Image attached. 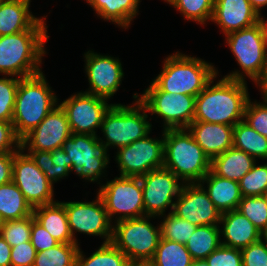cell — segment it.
I'll return each mask as SVG.
<instances>
[{"instance_id":"obj_41","label":"cell","mask_w":267,"mask_h":266,"mask_svg":"<svg viewBox=\"0 0 267 266\" xmlns=\"http://www.w3.org/2000/svg\"><path fill=\"white\" fill-rule=\"evenodd\" d=\"M251 128L267 138V100L251 101L249 98L243 119Z\"/></svg>"},{"instance_id":"obj_5","label":"cell","mask_w":267,"mask_h":266,"mask_svg":"<svg viewBox=\"0 0 267 266\" xmlns=\"http://www.w3.org/2000/svg\"><path fill=\"white\" fill-rule=\"evenodd\" d=\"M164 168L184 184L199 183L211 170V160L187 128L165 129Z\"/></svg>"},{"instance_id":"obj_18","label":"cell","mask_w":267,"mask_h":266,"mask_svg":"<svg viewBox=\"0 0 267 266\" xmlns=\"http://www.w3.org/2000/svg\"><path fill=\"white\" fill-rule=\"evenodd\" d=\"M172 213L196 226L220 225L222 214L200 183L183 184Z\"/></svg>"},{"instance_id":"obj_17","label":"cell","mask_w":267,"mask_h":266,"mask_svg":"<svg viewBox=\"0 0 267 266\" xmlns=\"http://www.w3.org/2000/svg\"><path fill=\"white\" fill-rule=\"evenodd\" d=\"M85 73L88 77L87 94L111 99L118 91L124 78L122 64L119 58L98 54L92 50L84 53Z\"/></svg>"},{"instance_id":"obj_53","label":"cell","mask_w":267,"mask_h":266,"mask_svg":"<svg viewBox=\"0 0 267 266\" xmlns=\"http://www.w3.org/2000/svg\"><path fill=\"white\" fill-rule=\"evenodd\" d=\"M261 241L265 244L267 248V229L261 232Z\"/></svg>"},{"instance_id":"obj_15","label":"cell","mask_w":267,"mask_h":266,"mask_svg":"<svg viewBox=\"0 0 267 266\" xmlns=\"http://www.w3.org/2000/svg\"><path fill=\"white\" fill-rule=\"evenodd\" d=\"M145 216L164 215L167 208L173 211L174 203L183 182L170 170L162 167L140 176Z\"/></svg>"},{"instance_id":"obj_27","label":"cell","mask_w":267,"mask_h":266,"mask_svg":"<svg viewBox=\"0 0 267 266\" xmlns=\"http://www.w3.org/2000/svg\"><path fill=\"white\" fill-rule=\"evenodd\" d=\"M103 20L128 29L138 15L140 0H85Z\"/></svg>"},{"instance_id":"obj_36","label":"cell","mask_w":267,"mask_h":266,"mask_svg":"<svg viewBox=\"0 0 267 266\" xmlns=\"http://www.w3.org/2000/svg\"><path fill=\"white\" fill-rule=\"evenodd\" d=\"M163 221H160L161 238L186 244L192 233L197 228L187 220L177 217L172 212L168 215H160Z\"/></svg>"},{"instance_id":"obj_1","label":"cell","mask_w":267,"mask_h":266,"mask_svg":"<svg viewBox=\"0 0 267 266\" xmlns=\"http://www.w3.org/2000/svg\"><path fill=\"white\" fill-rule=\"evenodd\" d=\"M196 96L194 121L234 126L244 119L248 99L247 82L215 78Z\"/></svg>"},{"instance_id":"obj_52","label":"cell","mask_w":267,"mask_h":266,"mask_svg":"<svg viewBox=\"0 0 267 266\" xmlns=\"http://www.w3.org/2000/svg\"><path fill=\"white\" fill-rule=\"evenodd\" d=\"M190 266H209L205 260H196Z\"/></svg>"},{"instance_id":"obj_40","label":"cell","mask_w":267,"mask_h":266,"mask_svg":"<svg viewBox=\"0 0 267 266\" xmlns=\"http://www.w3.org/2000/svg\"><path fill=\"white\" fill-rule=\"evenodd\" d=\"M19 80L18 77L6 75L0 78V121L12 122Z\"/></svg>"},{"instance_id":"obj_38","label":"cell","mask_w":267,"mask_h":266,"mask_svg":"<svg viewBox=\"0 0 267 266\" xmlns=\"http://www.w3.org/2000/svg\"><path fill=\"white\" fill-rule=\"evenodd\" d=\"M236 210L247 217L260 232L267 229V199L265 196L242 197Z\"/></svg>"},{"instance_id":"obj_31","label":"cell","mask_w":267,"mask_h":266,"mask_svg":"<svg viewBox=\"0 0 267 266\" xmlns=\"http://www.w3.org/2000/svg\"><path fill=\"white\" fill-rule=\"evenodd\" d=\"M220 225L197 226L185 244L194 261L205 260L221 245Z\"/></svg>"},{"instance_id":"obj_37","label":"cell","mask_w":267,"mask_h":266,"mask_svg":"<svg viewBox=\"0 0 267 266\" xmlns=\"http://www.w3.org/2000/svg\"><path fill=\"white\" fill-rule=\"evenodd\" d=\"M256 164L239 181L242 197L264 196L267 191V161L263 165Z\"/></svg>"},{"instance_id":"obj_14","label":"cell","mask_w":267,"mask_h":266,"mask_svg":"<svg viewBox=\"0 0 267 266\" xmlns=\"http://www.w3.org/2000/svg\"><path fill=\"white\" fill-rule=\"evenodd\" d=\"M12 181L32 208L56 202L53 184L22 148L14 154Z\"/></svg>"},{"instance_id":"obj_44","label":"cell","mask_w":267,"mask_h":266,"mask_svg":"<svg viewBox=\"0 0 267 266\" xmlns=\"http://www.w3.org/2000/svg\"><path fill=\"white\" fill-rule=\"evenodd\" d=\"M21 148V140L14 131L12 122L0 121V153H15Z\"/></svg>"},{"instance_id":"obj_26","label":"cell","mask_w":267,"mask_h":266,"mask_svg":"<svg viewBox=\"0 0 267 266\" xmlns=\"http://www.w3.org/2000/svg\"><path fill=\"white\" fill-rule=\"evenodd\" d=\"M256 163L249 154L235 147L211 160V171L223 178L239 182Z\"/></svg>"},{"instance_id":"obj_16","label":"cell","mask_w":267,"mask_h":266,"mask_svg":"<svg viewBox=\"0 0 267 266\" xmlns=\"http://www.w3.org/2000/svg\"><path fill=\"white\" fill-rule=\"evenodd\" d=\"M107 102L105 98L80 91L59 105L66 112L72 133L98 136L97 129H100L105 113L113 105Z\"/></svg>"},{"instance_id":"obj_13","label":"cell","mask_w":267,"mask_h":266,"mask_svg":"<svg viewBox=\"0 0 267 266\" xmlns=\"http://www.w3.org/2000/svg\"><path fill=\"white\" fill-rule=\"evenodd\" d=\"M65 206L67 220L73 240L80 244L75 237V232L89 236L103 238V243H109L112 238L113 222L108 216L104 202L97 194L96 200L92 202H62Z\"/></svg>"},{"instance_id":"obj_8","label":"cell","mask_w":267,"mask_h":266,"mask_svg":"<svg viewBox=\"0 0 267 266\" xmlns=\"http://www.w3.org/2000/svg\"><path fill=\"white\" fill-rule=\"evenodd\" d=\"M225 36V41L242 71H232L224 77L243 82H247V77L255 83L267 63V51L260 24L256 23Z\"/></svg>"},{"instance_id":"obj_4","label":"cell","mask_w":267,"mask_h":266,"mask_svg":"<svg viewBox=\"0 0 267 266\" xmlns=\"http://www.w3.org/2000/svg\"><path fill=\"white\" fill-rule=\"evenodd\" d=\"M162 67L160 74L151 81L158 89L195 97L219 73L212 63L179 51L168 55Z\"/></svg>"},{"instance_id":"obj_2","label":"cell","mask_w":267,"mask_h":266,"mask_svg":"<svg viewBox=\"0 0 267 266\" xmlns=\"http://www.w3.org/2000/svg\"><path fill=\"white\" fill-rule=\"evenodd\" d=\"M47 29H28L0 36V74L26 78L42 72Z\"/></svg>"},{"instance_id":"obj_43","label":"cell","mask_w":267,"mask_h":266,"mask_svg":"<svg viewBox=\"0 0 267 266\" xmlns=\"http://www.w3.org/2000/svg\"><path fill=\"white\" fill-rule=\"evenodd\" d=\"M243 266H267V248L259 240L241 249Z\"/></svg>"},{"instance_id":"obj_29","label":"cell","mask_w":267,"mask_h":266,"mask_svg":"<svg viewBox=\"0 0 267 266\" xmlns=\"http://www.w3.org/2000/svg\"><path fill=\"white\" fill-rule=\"evenodd\" d=\"M32 214L33 208L13 181L0 186V223Z\"/></svg>"},{"instance_id":"obj_34","label":"cell","mask_w":267,"mask_h":266,"mask_svg":"<svg viewBox=\"0 0 267 266\" xmlns=\"http://www.w3.org/2000/svg\"><path fill=\"white\" fill-rule=\"evenodd\" d=\"M79 245L59 243L48 250L36 252L33 266H76Z\"/></svg>"},{"instance_id":"obj_46","label":"cell","mask_w":267,"mask_h":266,"mask_svg":"<svg viewBox=\"0 0 267 266\" xmlns=\"http://www.w3.org/2000/svg\"><path fill=\"white\" fill-rule=\"evenodd\" d=\"M35 247L30 241L11 247V266H33Z\"/></svg>"},{"instance_id":"obj_32","label":"cell","mask_w":267,"mask_h":266,"mask_svg":"<svg viewBox=\"0 0 267 266\" xmlns=\"http://www.w3.org/2000/svg\"><path fill=\"white\" fill-rule=\"evenodd\" d=\"M194 260L185 244L161 238L151 266H190Z\"/></svg>"},{"instance_id":"obj_30","label":"cell","mask_w":267,"mask_h":266,"mask_svg":"<svg viewBox=\"0 0 267 266\" xmlns=\"http://www.w3.org/2000/svg\"><path fill=\"white\" fill-rule=\"evenodd\" d=\"M233 147L253 157L267 161V138L249 126L244 120L236 123L233 129Z\"/></svg>"},{"instance_id":"obj_47","label":"cell","mask_w":267,"mask_h":266,"mask_svg":"<svg viewBox=\"0 0 267 266\" xmlns=\"http://www.w3.org/2000/svg\"><path fill=\"white\" fill-rule=\"evenodd\" d=\"M15 153H0V186L12 181Z\"/></svg>"},{"instance_id":"obj_9","label":"cell","mask_w":267,"mask_h":266,"mask_svg":"<svg viewBox=\"0 0 267 266\" xmlns=\"http://www.w3.org/2000/svg\"><path fill=\"white\" fill-rule=\"evenodd\" d=\"M137 99L151 116L163 119V130L187 128L194 121L195 96L164 92L151 82Z\"/></svg>"},{"instance_id":"obj_55","label":"cell","mask_w":267,"mask_h":266,"mask_svg":"<svg viewBox=\"0 0 267 266\" xmlns=\"http://www.w3.org/2000/svg\"><path fill=\"white\" fill-rule=\"evenodd\" d=\"M22 1H26V2H28V3H31V0H22Z\"/></svg>"},{"instance_id":"obj_25","label":"cell","mask_w":267,"mask_h":266,"mask_svg":"<svg viewBox=\"0 0 267 266\" xmlns=\"http://www.w3.org/2000/svg\"><path fill=\"white\" fill-rule=\"evenodd\" d=\"M33 216L59 243H75L65 206L60 201L34 207Z\"/></svg>"},{"instance_id":"obj_11","label":"cell","mask_w":267,"mask_h":266,"mask_svg":"<svg viewBox=\"0 0 267 266\" xmlns=\"http://www.w3.org/2000/svg\"><path fill=\"white\" fill-rule=\"evenodd\" d=\"M62 149L70 157L71 172L74 171L85 181L101 184L100 179L105 177L110 159L109 152L100 143L98 136L72 133Z\"/></svg>"},{"instance_id":"obj_48","label":"cell","mask_w":267,"mask_h":266,"mask_svg":"<svg viewBox=\"0 0 267 266\" xmlns=\"http://www.w3.org/2000/svg\"><path fill=\"white\" fill-rule=\"evenodd\" d=\"M11 246L0 235V266H11Z\"/></svg>"},{"instance_id":"obj_22","label":"cell","mask_w":267,"mask_h":266,"mask_svg":"<svg viewBox=\"0 0 267 266\" xmlns=\"http://www.w3.org/2000/svg\"><path fill=\"white\" fill-rule=\"evenodd\" d=\"M187 129L210 160L233 146L234 126L193 121Z\"/></svg>"},{"instance_id":"obj_7","label":"cell","mask_w":267,"mask_h":266,"mask_svg":"<svg viewBox=\"0 0 267 266\" xmlns=\"http://www.w3.org/2000/svg\"><path fill=\"white\" fill-rule=\"evenodd\" d=\"M156 216L124 219L114 222L111 243L121 250L131 263H149L161 239L160 225L149 220Z\"/></svg>"},{"instance_id":"obj_33","label":"cell","mask_w":267,"mask_h":266,"mask_svg":"<svg viewBox=\"0 0 267 266\" xmlns=\"http://www.w3.org/2000/svg\"><path fill=\"white\" fill-rule=\"evenodd\" d=\"M130 264L127 256L111 242L102 243L89 257H85L79 248L76 258V266H129Z\"/></svg>"},{"instance_id":"obj_51","label":"cell","mask_w":267,"mask_h":266,"mask_svg":"<svg viewBox=\"0 0 267 266\" xmlns=\"http://www.w3.org/2000/svg\"><path fill=\"white\" fill-rule=\"evenodd\" d=\"M252 7L261 15V9L267 6V0H249Z\"/></svg>"},{"instance_id":"obj_20","label":"cell","mask_w":267,"mask_h":266,"mask_svg":"<svg viewBox=\"0 0 267 266\" xmlns=\"http://www.w3.org/2000/svg\"><path fill=\"white\" fill-rule=\"evenodd\" d=\"M259 16L249 0H215L211 22L227 35L253 26L258 23Z\"/></svg>"},{"instance_id":"obj_23","label":"cell","mask_w":267,"mask_h":266,"mask_svg":"<svg viewBox=\"0 0 267 266\" xmlns=\"http://www.w3.org/2000/svg\"><path fill=\"white\" fill-rule=\"evenodd\" d=\"M220 236L221 245L243 249L261 240V232L254 224L238 210L221 214Z\"/></svg>"},{"instance_id":"obj_50","label":"cell","mask_w":267,"mask_h":266,"mask_svg":"<svg viewBox=\"0 0 267 266\" xmlns=\"http://www.w3.org/2000/svg\"><path fill=\"white\" fill-rule=\"evenodd\" d=\"M258 23L260 24L261 29H262L264 45L267 51V21L264 19L263 16L260 15Z\"/></svg>"},{"instance_id":"obj_49","label":"cell","mask_w":267,"mask_h":266,"mask_svg":"<svg viewBox=\"0 0 267 266\" xmlns=\"http://www.w3.org/2000/svg\"><path fill=\"white\" fill-rule=\"evenodd\" d=\"M255 84L260 88V92L262 93V99L267 100V63L265 68L263 69L262 75L255 82Z\"/></svg>"},{"instance_id":"obj_12","label":"cell","mask_w":267,"mask_h":266,"mask_svg":"<svg viewBox=\"0 0 267 266\" xmlns=\"http://www.w3.org/2000/svg\"><path fill=\"white\" fill-rule=\"evenodd\" d=\"M161 139L149 134L117 149L115 160L120 176L140 177L164 166V134Z\"/></svg>"},{"instance_id":"obj_28","label":"cell","mask_w":267,"mask_h":266,"mask_svg":"<svg viewBox=\"0 0 267 266\" xmlns=\"http://www.w3.org/2000/svg\"><path fill=\"white\" fill-rule=\"evenodd\" d=\"M26 153L31 156L37 167L53 185L71 173L70 157L62 148L53 151H27Z\"/></svg>"},{"instance_id":"obj_6","label":"cell","mask_w":267,"mask_h":266,"mask_svg":"<svg viewBox=\"0 0 267 266\" xmlns=\"http://www.w3.org/2000/svg\"><path fill=\"white\" fill-rule=\"evenodd\" d=\"M137 96V93L133 95L135 102L132 105L114 103L105 113L100 127L104 137L98 136V139L106 151L111 147L128 146L150 134L152 124L147 119L148 111Z\"/></svg>"},{"instance_id":"obj_45","label":"cell","mask_w":267,"mask_h":266,"mask_svg":"<svg viewBox=\"0 0 267 266\" xmlns=\"http://www.w3.org/2000/svg\"><path fill=\"white\" fill-rule=\"evenodd\" d=\"M30 242L35 247L36 252L48 250L59 244V242L55 240L54 237H52V235L35 220L34 216Z\"/></svg>"},{"instance_id":"obj_21","label":"cell","mask_w":267,"mask_h":266,"mask_svg":"<svg viewBox=\"0 0 267 266\" xmlns=\"http://www.w3.org/2000/svg\"><path fill=\"white\" fill-rule=\"evenodd\" d=\"M30 3L22 0H4L0 4V36L26 31L48 29L46 17H36L29 9Z\"/></svg>"},{"instance_id":"obj_42","label":"cell","mask_w":267,"mask_h":266,"mask_svg":"<svg viewBox=\"0 0 267 266\" xmlns=\"http://www.w3.org/2000/svg\"><path fill=\"white\" fill-rule=\"evenodd\" d=\"M209 266H243L241 249L220 245L206 259Z\"/></svg>"},{"instance_id":"obj_19","label":"cell","mask_w":267,"mask_h":266,"mask_svg":"<svg viewBox=\"0 0 267 266\" xmlns=\"http://www.w3.org/2000/svg\"><path fill=\"white\" fill-rule=\"evenodd\" d=\"M71 134L66 112L58 104L21 140V148L24 151H53L62 148Z\"/></svg>"},{"instance_id":"obj_35","label":"cell","mask_w":267,"mask_h":266,"mask_svg":"<svg viewBox=\"0 0 267 266\" xmlns=\"http://www.w3.org/2000/svg\"><path fill=\"white\" fill-rule=\"evenodd\" d=\"M177 9L184 19L204 25L211 21L215 0H164ZM208 20V21H207Z\"/></svg>"},{"instance_id":"obj_10","label":"cell","mask_w":267,"mask_h":266,"mask_svg":"<svg viewBox=\"0 0 267 266\" xmlns=\"http://www.w3.org/2000/svg\"><path fill=\"white\" fill-rule=\"evenodd\" d=\"M97 194L112 222L145 216L140 177L120 176L101 184ZM118 216V217H117Z\"/></svg>"},{"instance_id":"obj_24","label":"cell","mask_w":267,"mask_h":266,"mask_svg":"<svg viewBox=\"0 0 267 266\" xmlns=\"http://www.w3.org/2000/svg\"><path fill=\"white\" fill-rule=\"evenodd\" d=\"M199 183L221 213L237 209L242 198L239 182L217 176L210 170Z\"/></svg>"},{"instance_id":"obj_54","label":"cell","mask_w":267,"mask_h":266,"mask_svg":"<svg viewBox=\"0 0 267 266\" xmlns=\"http://www.w3.org/2000/svg\"><path fill=\"white\" fill-rule=\"evenodd\" d=\"M129 266H151L149 263H131Z\"/></svg>"},{"instance_id":"obj_3","label":"cell","mask_w":267,"mask_h":266,"mask_svg":"<svg viewBox=\"0 0 267 266\" xmlns=\"http://www.w3.org/2000/svg\"><path fill=\"white\" fill-rule=\"evenodd\" d=\"M51 88L43 72L19 80L12 124L20 140L59 104Z\"/></svg>"},{"instance_id":"obj_39","label":"cell","mask_w":267,"mask_h":266,"mask_svg":"<svg viewBox=\"0 0 267 266\" xmlns=\"http://www.w3.org/2000/svg\"><path fill=\"white\" fill-rule=\"evenodd\" d=\"M33 214L21 219L8 220L0 223V235L11 247L30 241Z\"/></svg>"}]
</instances>
